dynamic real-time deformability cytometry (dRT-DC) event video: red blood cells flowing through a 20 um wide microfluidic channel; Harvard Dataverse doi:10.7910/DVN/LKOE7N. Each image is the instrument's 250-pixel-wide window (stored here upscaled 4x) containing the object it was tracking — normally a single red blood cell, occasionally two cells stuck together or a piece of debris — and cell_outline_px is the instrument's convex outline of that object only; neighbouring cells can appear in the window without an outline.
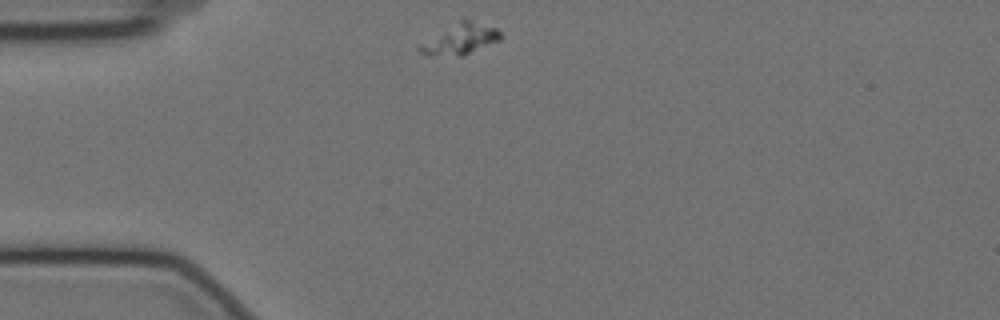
{"species": "Egyptian fruit bat (a non-hibernating species)", "species_latin": "Rousettus aegyptiacus", "temperature_condition": "cold", "stored_images_in_passage": 43, "camera_frame_rate_fps": 3000, "um_per_image_px": 0.085, "animal": {"sex": "female"}, "frame": {"image": 1, "passage_image": 1, "time_ms": 0.0, "image_size_px": [1000, 320], "cell_outline_px": [[504, 36], [500, 40], [464, 56], [428, 56], [420, 52], [416, 48], [416, 44], [460, 20], [468, 20], [496, 28]], "centroid_in_image_um": [39.06, 3.36], "position_along_channel_um": 45.9, "area_um2": 14.68}}
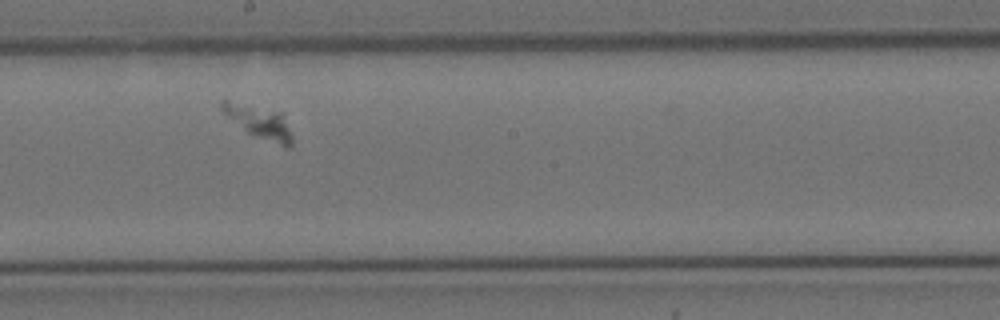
{"frame": {"image": 2, "passage_image": 19, "time_ms": 6.0, "image_size_px": [1000, 320], "cell_outline_px": [[292, 148], [284, 148], [256, 136], [248, 132], [228, 116], [220, 108], [220, 100], [224, 100], [284, 112], [292, 136]], "centroid_in_image_um": [22.13, 10.39], "position_along_channel_um": 226.1, "area_um2": 13.41}}
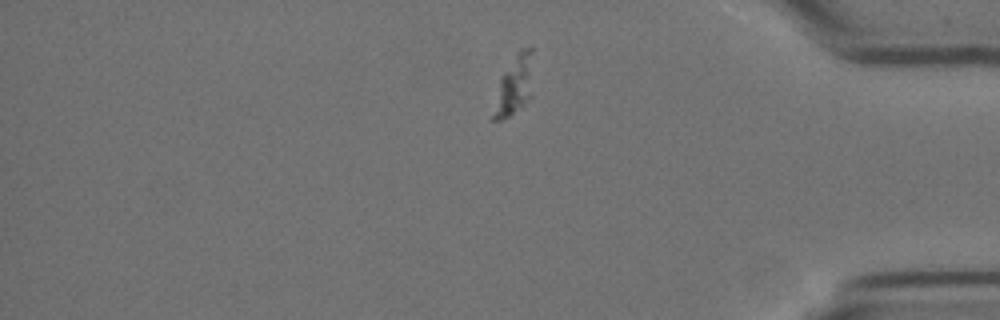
{"frame": {"image": 3, "passage_image": 36, "time_ms": 11.667, "image_size_px": [1000, 320], "cell_outline_px": [[532, 96], [508, 116], [500, 120], [492, 120], [492, 116], [500, 76], [520, 48], [532, 48]], "centroid_in_image_um": [43.72, 7.21], "position_along_channel_um": 391.5, "area_um2": 13.47}}